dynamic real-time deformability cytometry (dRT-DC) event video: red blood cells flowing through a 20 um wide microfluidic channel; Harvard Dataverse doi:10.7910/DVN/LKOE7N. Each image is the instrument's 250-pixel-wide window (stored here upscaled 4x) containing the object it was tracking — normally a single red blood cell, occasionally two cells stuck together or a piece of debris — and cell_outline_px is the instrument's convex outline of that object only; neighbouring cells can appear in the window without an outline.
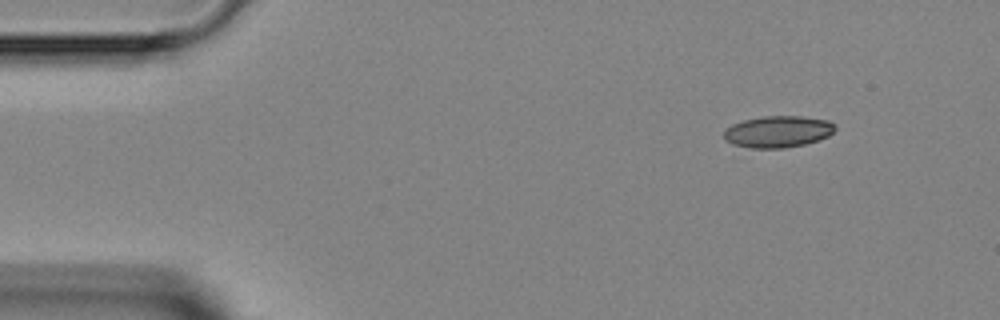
{"species": "Egyptian fruit bat (a non-hibernating species)", "species_latin": "Rousettus aegyptiacus", "temperature_condition": "room temperature", "stored_images_in_passage": 42, "camera_frame_rate_fps": 3000, "um_per_image_px": 0.085, "animal": {"sex": "female"}, "frame": {"image": 1, "passage_image": 1, "time_ms": 0.0, "image_size_px": [1000, 320], "cell_outline_px": [[836, 128], [828, 136], [804, 144], [784, 148], [752, 148], [732, 144], [724, 140], [724, 132], [732, 124], [744, 120], [764, 116], [804, 116], [828, 120], [836, 124]], "centroid_in_image_um": [66.13, 11.18], "position_along_channel_um": 18.9, "area_um2": 20.46}}
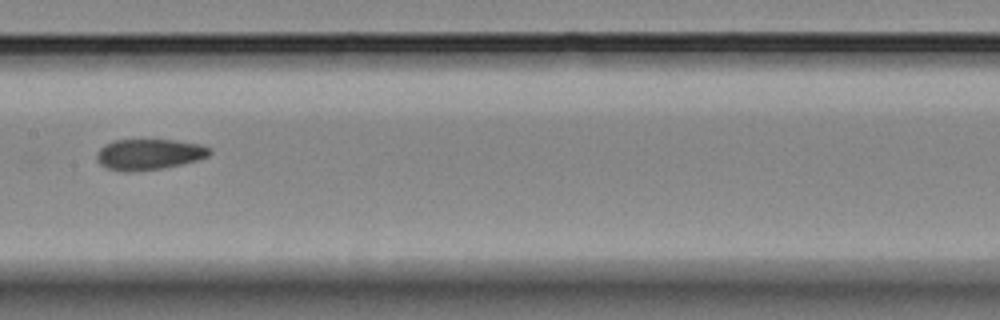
{"frame": {"image": 2, "passage_image": 19, "time_ms": 6.0, "image_size_px": [1000, 320], "cell_outline_px": [[212, 152], [208, 156], [196, 160], [180, 164], [160, 168], [128, 172], [108, 168], [100, 164], [96, 160], [96, 152], [104, 144], [112, 140], [172, 140], [200, 144], [208, 148]], "centroid_in_image_um": [12.61, 13.11], "position_along_channel_um": 194.8, "area_um2": 20.06}}
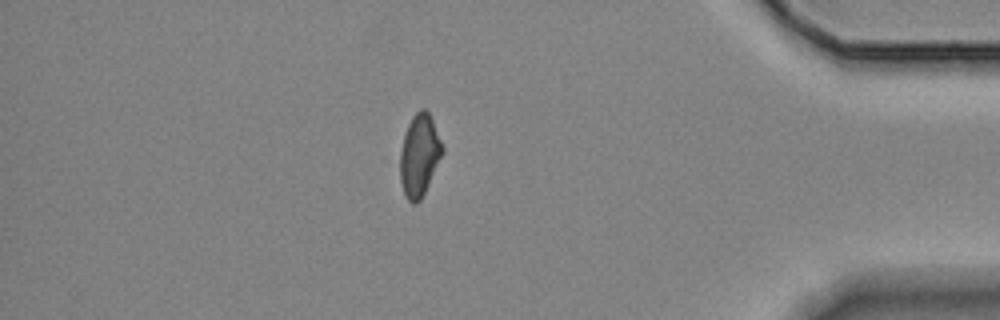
{"frame": {"image": 3, "passage_image": 36, "time_ms": 11.667, "image_size_px": [1000, 320], "cell_outline_px": [[444, 152], [420, 200], [416, 204], [412, 204], [404, 196], [400, 180], [400, 152], [404, 136], [408, 124], [412, 116], [420, 108], [424, 108], [428, 112], [432, 120], [444, 148]], "centroid_in_image_um": [35.64, 13.21], "position_along_channel_um": 399.6, "area_um2": 20.11}}